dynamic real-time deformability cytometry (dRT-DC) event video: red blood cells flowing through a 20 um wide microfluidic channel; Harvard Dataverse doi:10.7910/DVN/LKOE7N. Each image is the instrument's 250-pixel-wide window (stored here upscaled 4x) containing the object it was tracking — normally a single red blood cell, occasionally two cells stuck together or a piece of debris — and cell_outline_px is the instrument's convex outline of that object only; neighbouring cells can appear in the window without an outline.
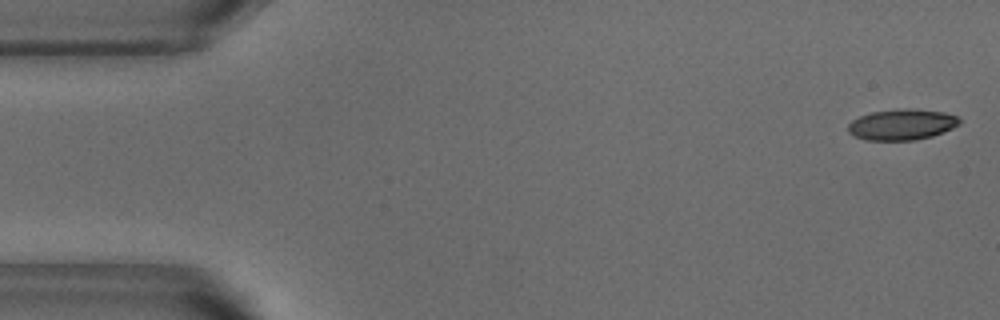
{"species": "common noctule bat (a hibernating species)", "species_latin": "Nyctalus noctula", "temperature_condition": "warm", "stored_images_in_passage": 51, "camera_frame_rate_fps": 3000, "um_per_image_px": 0.085, "animal": {"sex": "male", "body_mass_g": 18.8}, "frame": {"image": 1, "passage_image": 1, "time_ms": 0.0, "image_size_px": [1000, 320], "cell_outline_px": [[960, 124], [952, 128], [932, 136], [916, 140], [864, 140], [848, 132], [848, 124], [852, 120], [860, 116], [872, 112], [900, 108], [916, 108], [944, 112], [956, 116], [960, 120]], "centroid_in_image_um": [76.66, 10.57], "position_along_channel_um": 8.3, "area_um2": 20.11}}
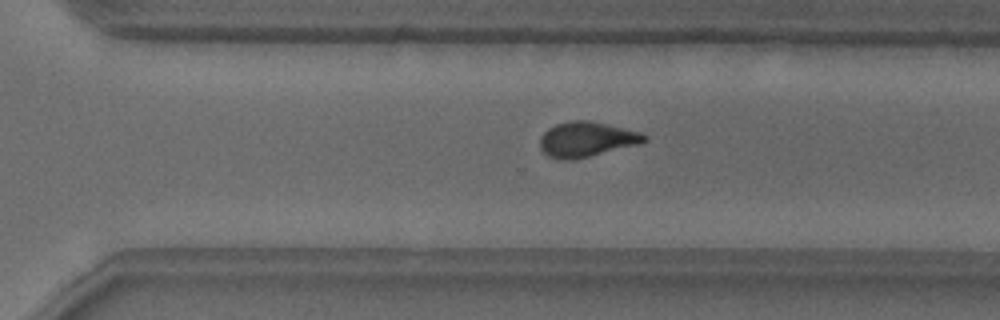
{"frame": {"image": 2, "passage_image": 35, "time_ms": 11.333, "image_size_px": [1000, 320], "cell_outline_px": [[648, 140], [640, 144], [572, 160], [560, 160], [548, 156], [540, 148], [540, 136], [548, 128], [556, 124], [572, 120], [588, 120], [640, 132], [648, 136]], "centroid_in_image_um": [49.85, 11.85], "position_along_channel_um": 320.8, "area_um2": 21.27}}
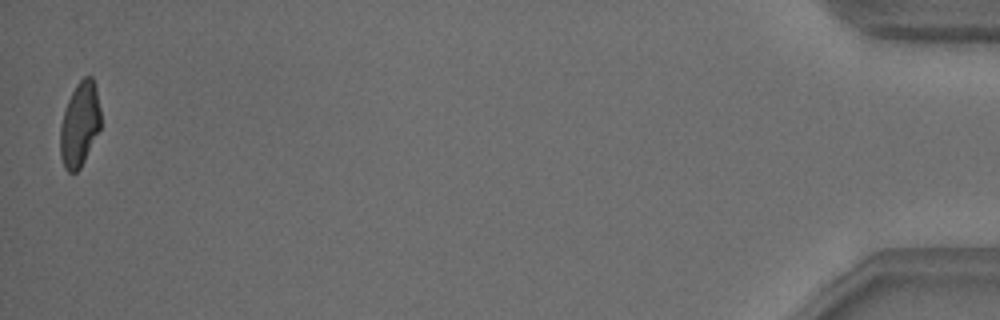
{"frame": {"image": 3, "passage_image": 51, "time_ms": 16.667, "image_size_px": [1000, 320], "cell_outline_px": [[100, 128], [80, 168], [76, 172], [68, 172], [64, 168], [60, 156], [60, 124], [68, 100], [76, 84], [84, 76], [92, 76], [96, 88], [100, 108]], "centroid_in_image_um": [6.76, 10.56], "position_along_channel_um": 428.4, "area_um2": 19.83}, "authors_computed_cell_mechanics": {"area_um2": 21.2704, "velocity_mm_per_s": 3.8396, "shape_relaxation_time_tau1_ms": 3.9749, "shape_relaxation_time_tau2_ms": 1.3023, "deformation_change_tau1": 0.1543, "deformation_change_tau2": 0.0723}}